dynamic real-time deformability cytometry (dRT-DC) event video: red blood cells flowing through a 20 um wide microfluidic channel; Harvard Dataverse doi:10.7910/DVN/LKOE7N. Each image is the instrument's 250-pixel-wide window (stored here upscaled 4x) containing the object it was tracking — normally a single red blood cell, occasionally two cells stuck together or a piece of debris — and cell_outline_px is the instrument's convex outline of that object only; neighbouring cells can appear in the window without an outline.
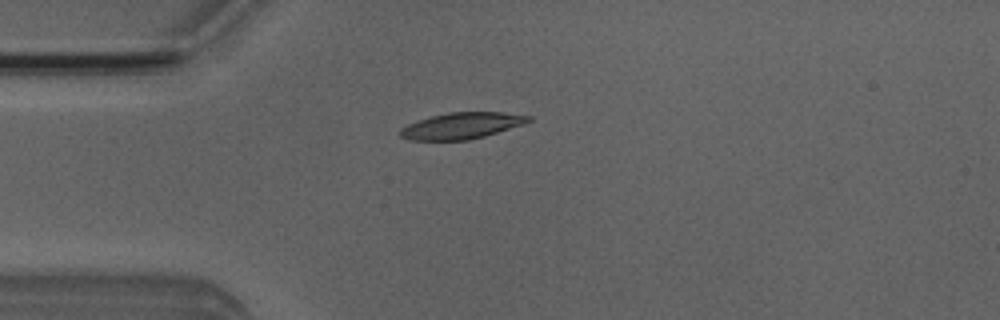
{"species": "Egyptian fruit bat (a non-hibernating species)", "species_latin": "Rousettus aegyptiacus", "temperature_condition": "room temperature", "stored_images_in_passage": 40, "camera_frame_rate_fps": 3000, "um_per_image_px": 0.085, "animal": {"sex": "male"}, "frame": {"image": 1, "passage_image": 2, "time_ms": 0.333, "image_size_px": [1000, 320], "cell_outline_px": [[532, 120], [524, 124], [484, 136], [468, 140], [408, 140], [400, 136], [396, 132], [400, 128], [408, 124], [432, 116], [448, 112], [504, 112], [532, 116]], "centroid_in_image_um": [39.23, 10.68], "position_along_channel_um": 45.8, "area_um2": 19.71}}
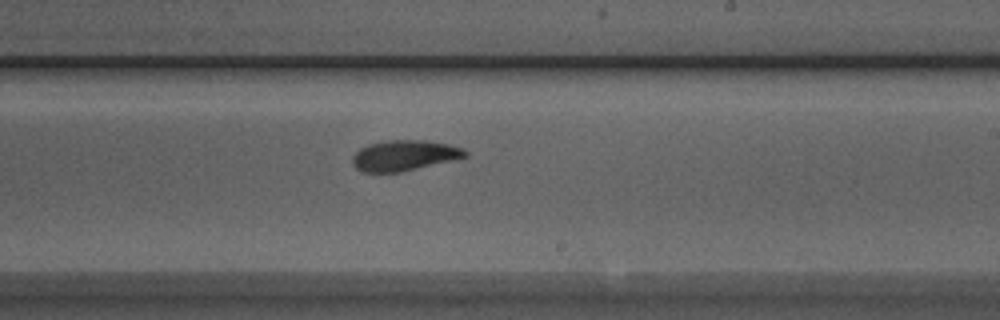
{"frame": {"image": 2, "passage_image": 19, "time_ms": 6.0, "image_size_px": [1000, 320], "cell_outline_px": [[468, 156], [452, 160], [400, 172], [360, 172], [352, 164], [352, 156], [360, 148], [368, 144], [388, 140], [424, 140], [448, 144], [464, 148], [468, 152]], "centroid_in_image_um": [34.34, 13.21], "position_along_channel_um": 254.7, "area_um2": 20.06}}
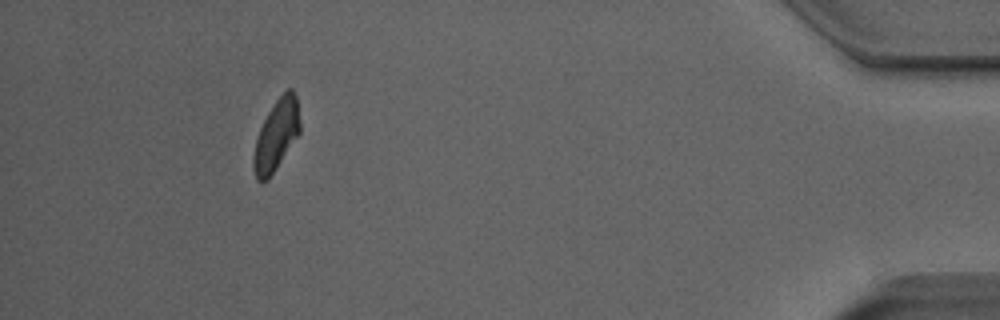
{"frame": {"image": 3, "passage_image": 36, "time_ms": 11.667, "image_size_px": [1000, 320], "cell_outline_px": [[300, 132], [268, 180], [256, 180], [252, 168], [252, 156], [256, 140], [260, 128], [268, 112], [276, 100], [288, 88], [292, 88], [296, 96], [300, 124]], "centroid_in_image_um": [23.47, 11.5], "position_along_channel_um": 411.7, "area_um2": 18.96}, "authors_computed_cell_mechanics": {"area_um2": 20.1722, "velocity_mm_per_s": 3.9565, "shape_relaxation_time_tau1_ms": 3.655, "shape_relaxation_time_tau2_ms": 5.6176, "deformation_change_tau1": 0.1244, "deformation_change_tau2": 0.1252}}